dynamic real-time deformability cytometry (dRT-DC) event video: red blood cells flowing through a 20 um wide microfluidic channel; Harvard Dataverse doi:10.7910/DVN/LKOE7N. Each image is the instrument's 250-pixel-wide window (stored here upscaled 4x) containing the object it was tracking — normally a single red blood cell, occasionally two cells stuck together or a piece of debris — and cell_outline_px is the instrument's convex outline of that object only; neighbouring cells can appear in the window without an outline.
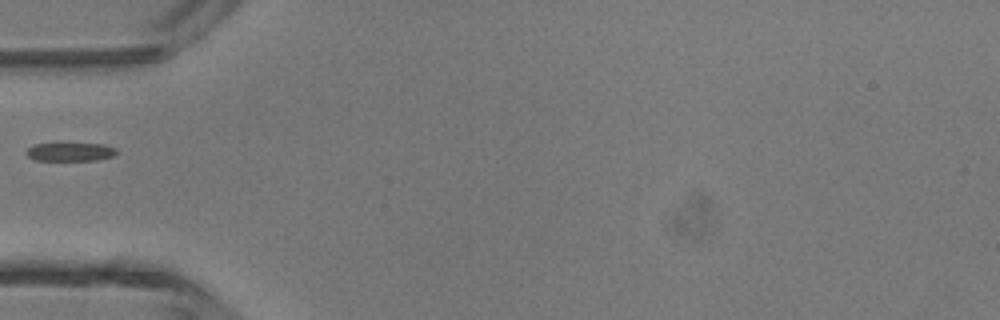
{"species": "common noctule bat (a hibernating species)", "species_latin": "Nyctalus noctula", "temperature_condition": "room temperature", "stored_images_in_passage": 4, "segment_of_instrument_passage": [2, 2], "camera_frame_rate_fps": 3000, "um_per_image_px": 0.085, "animal": {"sex": "male", "body_mass_g": 13.3}, "frame": {"image": 1, "passage_image": 4, "time_ms": 1.0, "image_size_px": [1000, 320], "cell_outline_px": [[116, 156], [96, 160], [36, 160], [28, 156], [24, 152], [28, 148], [36, 144], [56, 140], [60, 140], [104, 144], [116, 148]], "centroid_in_image_um": [5.96, 12.84], "position_along_channel_um": 79.0, "area_um2": 10.64}}